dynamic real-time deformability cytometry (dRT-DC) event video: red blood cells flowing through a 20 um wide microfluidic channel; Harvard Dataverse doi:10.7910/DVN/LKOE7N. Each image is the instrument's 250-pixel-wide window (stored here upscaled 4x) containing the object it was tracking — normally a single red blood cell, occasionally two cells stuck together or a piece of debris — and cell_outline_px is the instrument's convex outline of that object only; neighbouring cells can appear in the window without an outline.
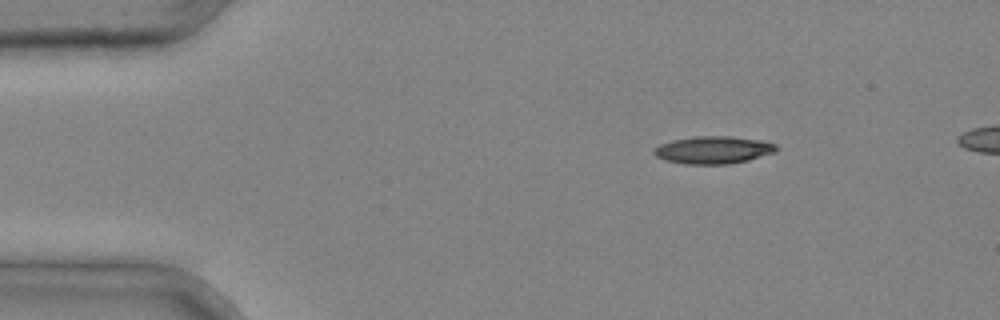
{"species": "common noctule bat (a hibernating species)", "species_latin": "Nyctalus noctula", "temperature_condition": "cold", "stored_images_in_passage": 4, "segment_of_instrument_passage": [2, 2], "camera_frame_rate_fps": 3000, "um_per_image_px": 0.085, "animal": {"sex": "male", "body_mass_g": 20.4}, "frame": {"image": 1, "passage_image": 4, "time_ms": 1.0, "image_size_px": [1000, 320], "cell_outline_px": [[780, 148], [776, 152], [748, 160], [728, 164], [684, 164], [664, 160], [656, 156], [652, 152], [660, 144], [672, 140], [696, 136], [732, 136], [760, 140], [776, 144]], "centroid_in_image_um": [60.65, 12.74], "position_along_channel_um": 24.3, "area_um2": 19.71}}